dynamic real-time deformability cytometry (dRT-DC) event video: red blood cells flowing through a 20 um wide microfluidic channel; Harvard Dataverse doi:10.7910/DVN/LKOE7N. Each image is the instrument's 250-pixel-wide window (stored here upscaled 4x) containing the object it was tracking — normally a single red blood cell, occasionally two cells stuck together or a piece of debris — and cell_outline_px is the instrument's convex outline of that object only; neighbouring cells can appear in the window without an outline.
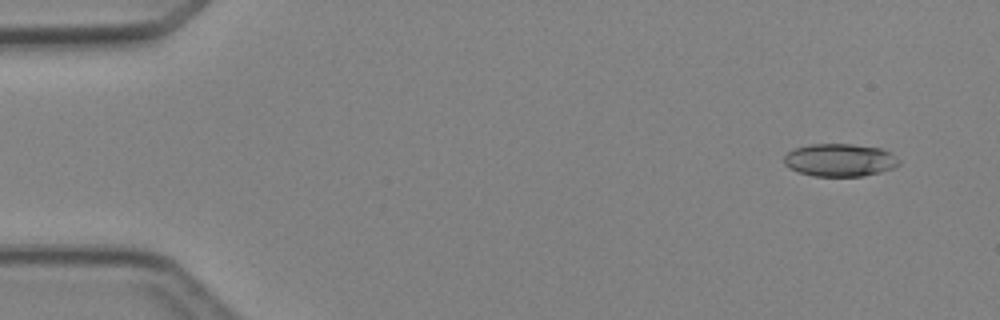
{"species": "Egyptian fruit bat (a non-hibernating species)", "species_latin": "Rousettus aegyptiacus", "temperature_condition": "cold", "stored_images_in_passage": 4, "camera_frame_rate_fps": 3000, "um_per_image_px": 0.085, "animal": {"sex": "female"}, "frame": {"image": 1, "passage_image": 1, "time_ms": 0.0, "image_size_px": [1000, 320], "cell_outline_px": [[900, 164], [892, 168], [880, 172], [864, 176], [812, 176], [800, 172], [784, 164], [784, 156], [788, 152], [796, 148], [812, 144], [852, 144], [880, 148], [888, 152], [900, 160]], "centroid_in_image_um": [71.39, 13.61], "position_along_channel_um": 13.6, "area_um2": 21.73}}
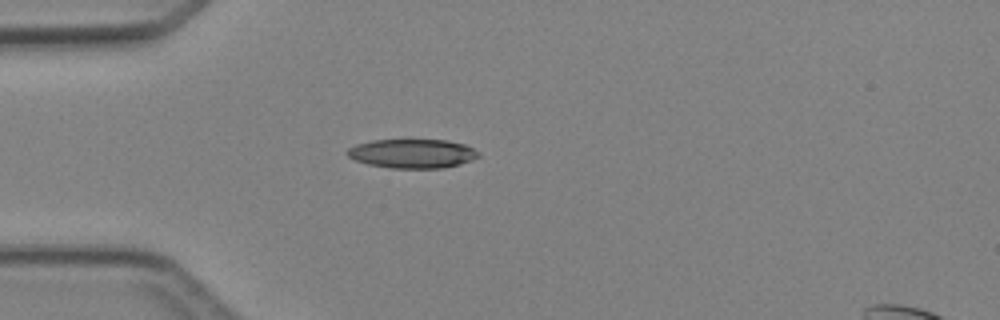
{"frame": {"image": 2, "passage_image": 4, "time_ms": 3.333, "image_size_px": [1000, 320], "cell_outline_px": [[480, 156], [472, 160], [460, 164], [444, 168], [388, 168], [368, 164], [356, 160], [348, 156], [344, 152], [348, 148], [356, 144], [372, 140], [448, 140], [464, 144], [480, 152]], "centroid_in_image_um": [35.05, 13.05], "position_along_channel_um": 50.0, "area_um2": 22.37}}